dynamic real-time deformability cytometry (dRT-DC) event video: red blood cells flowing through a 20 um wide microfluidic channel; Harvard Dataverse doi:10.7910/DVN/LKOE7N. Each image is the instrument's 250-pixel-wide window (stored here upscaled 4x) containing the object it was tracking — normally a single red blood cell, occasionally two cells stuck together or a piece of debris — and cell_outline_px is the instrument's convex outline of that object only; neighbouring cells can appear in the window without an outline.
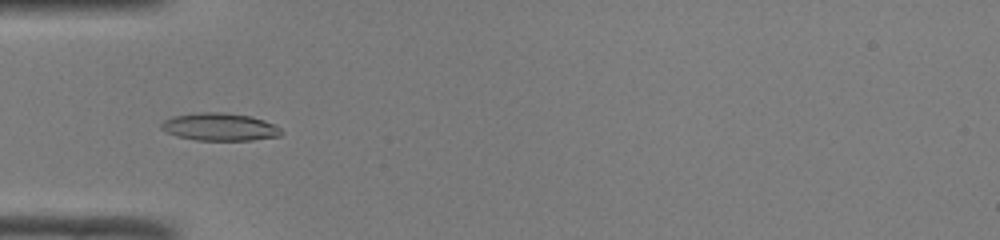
{"species": "common noctule bat (a hibernating species)", "species_latin": "Nyctalus noctula", "temperature_condition": "room temperature", "stored_images_in_passage": 46, "camera_frame_rate_fps": 3000, "um_per_image_px": 0.085, "animal": {"sex": "male", "body_mass_g": 19.0, "forearm_length_mm": 50.8}, "frame": {"image": 1, "passage_image": 12, "time_ms": 3.667, "image_size_px": [1000, 240], "cell_outline_px": [[284, 132], [280, 136], [252, 140], [196, 140], [176, 136], [164, 132], [160, 128], [160, 124], [164, 120], [172, 116], [200, 112], [224, 112], [252, 116], [264, 120], [280, 128]], "centroid_in_image_um": [18.65, 10.78], "position_along_channel_um": 66.3, "area_um2": 19.54}}
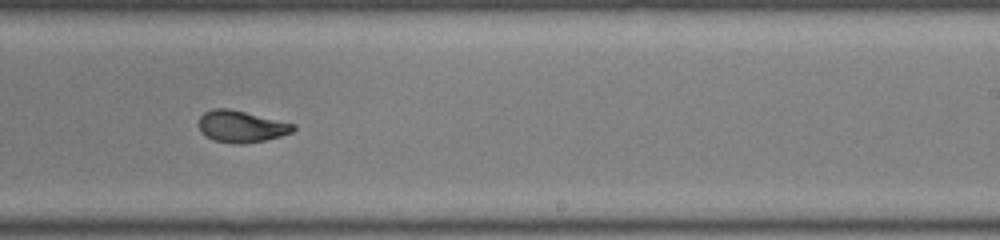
{"frame": {"image": 2, "passage_image": 27, "time_ms": 8.667, "image_size_px": [1000, 240], "cell_outline_px": [[296, 128], [292, 132], [280, 136], [264, 140], [244, 144], [232, 144], [212, 140], [204, 136], [200, 132], [196, 124], [200, 116], [204, 112], [212, 108], [228, 108], [296, 124]], "centroid_in_image_um": [20.44, 10.75], "position_along_channel_um": 268.6, "area_um2": 17.8}}
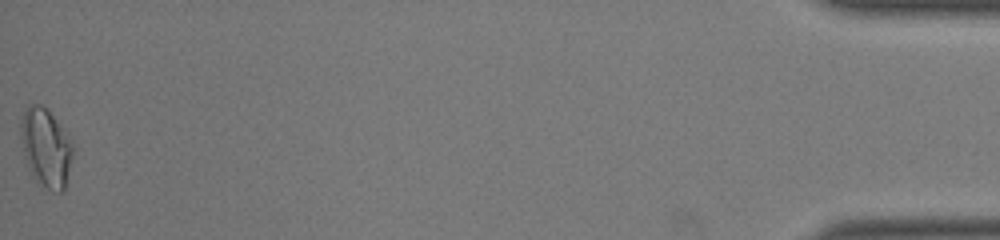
{"frame": {"image": 3, "passage_image": 46, "time_ms": 15.0, "image_size_px": [1000, 240], "cell_outline_px": [[72, 156], [64, 188], [60, 192], [52, 192], [40, 184], [36, 180], [28, 168], [24, 156], [20, 136], [20, 120], [28, 104], [40, 104], [48, 108], [72, 144]], "centroid_in_image_um": [3.86, 12.53], "position_along_channel_um": 431.3, "area_um2": 23.58}, "authors_computed_cell_mechanics": {"area_um2": 17.8602, "velocity_mm_per_s": 4.0664, "shape_relaxation_time_tau1_ms": 9.2898, "shape_relaxation_time_tau2_ms": 1.1033, "deformation_change_tau1": 0.2918, "deformation_change_tau2": 0.0653}}